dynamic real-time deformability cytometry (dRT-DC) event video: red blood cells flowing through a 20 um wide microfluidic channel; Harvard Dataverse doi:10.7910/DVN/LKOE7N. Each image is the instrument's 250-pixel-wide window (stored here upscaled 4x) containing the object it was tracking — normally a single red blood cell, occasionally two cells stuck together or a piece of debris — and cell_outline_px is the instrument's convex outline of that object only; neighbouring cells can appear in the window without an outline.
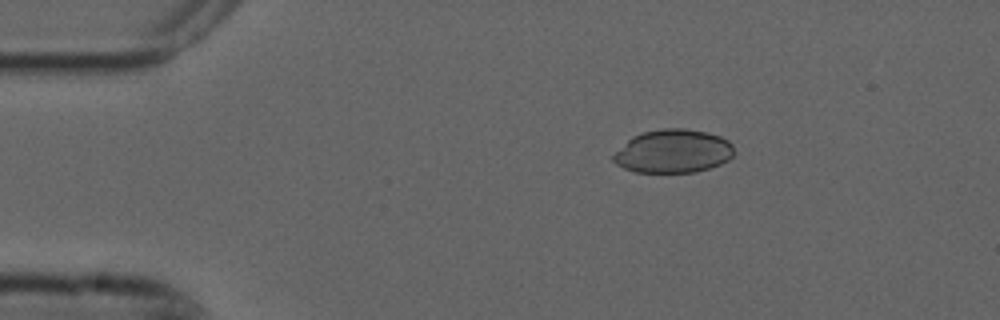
{"species": "common noctule bat (a hibernating species)", "species_latin": "Nyctalus noctula", "temperature_condition": "cold", "stored_images_in_passage": 4, "camera_frame_rate_fps": 3000, "um_per_image_px": 0.085, "animal": {"sex": "male", "forearm_length_mm": 52.5}, "frame": {"image": 1, "passage_image": 3, "time_ms": 0.667, "image_size_px": [1000, 320], "cell_outline_px": [[736, 152], [728, 160], [720, 164], [696, 172], [636, 172], [624, 168], [616, 164], [612, 160], [612, 156], [632, 136], [640, 132], [664, 128], [684, 128], [708, 132], [720, 136], [728, 140], [732, 144]], "centroid_in_image_um": [57.24, 12.84], "position_along_channel_um": 27.8, "area_um2": 30.69}}